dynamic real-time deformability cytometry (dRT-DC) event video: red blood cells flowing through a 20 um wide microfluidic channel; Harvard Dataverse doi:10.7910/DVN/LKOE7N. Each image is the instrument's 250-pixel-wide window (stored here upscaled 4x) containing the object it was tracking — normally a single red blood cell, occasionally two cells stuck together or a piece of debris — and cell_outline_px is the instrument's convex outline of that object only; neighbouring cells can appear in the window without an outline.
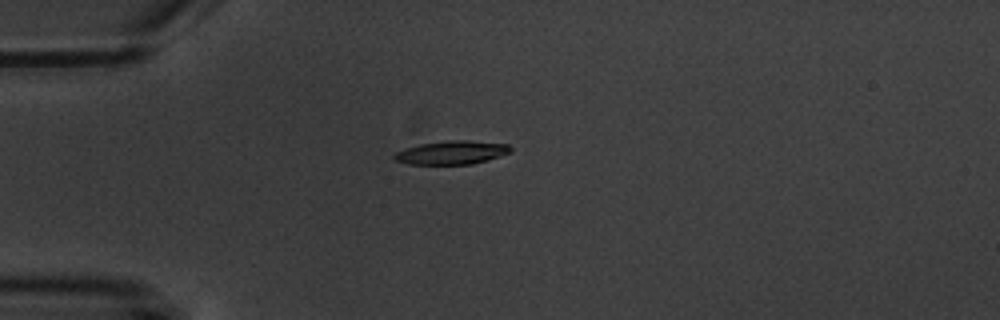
{"species": "common noctule bat (a hibernating species)", "species_latin": "Nyctalus noctula", "temperature_condition": "warm", "stored_images_in_passage": 4, "camera_frame_rate_fps": 3000, "um_per_image_px": 0.085, "animal": {"sex": "male", "body_mass_g": 20.1, "forearm_length_mm": 53.5}, "frame": {"image": 1, "passage_image": 1, "time_ms": 0.0, "image_size_px": [1000, 320], "cell_outline_px": [[512, 152], [488, 160], [472, 164], [408, 164], [396, 160], [392, 156], [396, 152], [404, 148], [420, 144], [448, 140], [468, 140], [508, 144], [512, 148]], "centroid_in_image_um": [38.42, 12.96], "position_along_channel_um": 46.6, "area_um2": 16.01}}